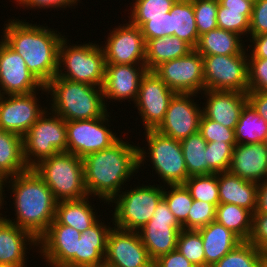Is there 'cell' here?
I'll return each mask as SVG.
<instances>
[{
  "instance_id": "ab89813d",
  "label": "cell",
  "mask_w": 267,
  "mask_h": 267,
  "mask_svg": "<svg viewBox=\"0 0 267 267\" xmlns=\"http://www.w3.org/2000/svg\"><path fill=\"white\" fill-rule=\"evenodd\" d=\"M176 0H135L129 16L132 25L141 27L149 18H158L170 12Z\"/></svg>"
},
{
  "instance_id": "ffe728a7",
  "label": "cell",
  "mask_w": 267,
  "mask_h": 267,
  "mask_svg": "<svg viewBox=\"0 0 267 267\" xmlns=\"http://www.w3.org/2000/svg\"><path fill=\"white\" fill-rule=\"evenodd\" d=\"M4 96L0 95V129L23 137L46 110L39 108L36 92Z\"/></svg>"
},
{
  "instance_id": "f1b7e54d",
  "label": "cell",
  "mask_w": 267,
  "mask_h": 267,
  "mask_svg": "<svg viewBox=\"0 0 267 267\" xmlns=\"http://www.w3.org/2000/svg\"><path fill=\"white\" fill-rule=\"evenodd\" d=\"M90 197L78 200H61L57 202L55 218L51 224H62L84 232L97 220L93 207L89 204ZM97 218V219H96Z\"/></svg>"
},
{
  "instance_id": "3957f363",
  "label": "cell",
  "mask_w": 267,
  "mask_h": 267,
  "mask_svg": "<svg viewBox=\"0 0 267 267\" xmlns=\"http://www.w3.org/2000/svg\"><path fill=\"white\" fill-rule=\"evenodd\" d=\"M7 179L10 180L17 217L14 221L6 219L38 240L54 221L58 201L33 168Z\"/></svg>"
},
{
  "instance_id": "f546056e",
  "label": "cell",
  "mask_w": 267,
  "mask_h": 267,
  "mask_svg": "<svg viewBox=\"0 0 267 267\" xmlns=\"http://www.w3.org/2000/svg\"><path fill=\"white\" fill-rule=\"evenodd\" d=\"M145 66L148 71H153L160 64L183 57L193 48L176 36H165L146 40Z\"/></svg>"
},
{
  "instance_id": "6f0895ef",
  "label": "cell",
  "mask_w": 267,
  "mask_h": 267,
  "mask_svg": "<svg viewBox=\"0 0 267 267\" xmlns=\"http://www.w3.org/2000/svg\"><path fill=\"white\" fill-rule=\"evenodd\" d=\"M259 267H267V255L263 257L262 261L260 262Z\"/></svg>"
},
{
  "instance_id": "44dd1931",
  "label": "cell",
  "mask_w": 267,
  "mask_h": 267,
  "mask_svg": "<svg viewBox=\"0 0 267 267\" xmlns=\"http://www.w3.org/2000/svg\"><path fill=\"white\" fill-rule=\"evenodd\" d=\"M146 72L145 64H106L102 85L104 98L116 101L131 99L135 103Z\"/></svg>"
},
{
  "instance_id": "52a82bcc",
  "label": "cell",
  "mask_w": 267,
  "mask_h": 267,
  "mask_svg": "<svg viewBox=\"0 0 267 267\" xmlns=\"http://www.w3.org/2000/svg\"><path fill=\"white\" fill-rule=\"evenodd\" d=\"M48 113L45 111L23 136V155L29 168L54 154L67 152L66 121Z\"/></svg>"
},
{
  "instance_id": "681fc988",
  "label": "cell",
  "mask_w": 267,
  "mask_h": 267,
  "mask_svg": "<svg viewBox=\"0 0 267 267\" xmlns=\"http://www.w3.org/2000/svg\"><path fill=\"white\" fill-rule=\"evenodd\" d=\"M267 33V0H256L253 3L250 19V36Z\"/></svg>"
},
{
  "instance_id": "db71d44e",
  "label": "cell",
  "mask_w": 267,
  "mask_h": 267,
  "mask_svg": "<svg viewBox=\"0 0 267 267\" xmlns=\"http://www.w3.org/2000/svg\"><path fill=\"white\" fill-rule=\"evenodd\" d=\"M251 39L250 42L254 44V47H252L251 56L248 55V57L267 59V33L251 36Z\"/></svg>"
},
{
  "instance_id": "cb8c5ba5",
  "label": "cell",
  "mask_w": 267,
  "mask_h": 267,
  "mask_svg": "<svg viewBox=\"0 0 267 267\" xmlns=\"http://www.w3.org/2000/svg\"><path fill=\"white\" fill-rule=\"evenodd\" d=\"M27 242L34 247L38 245L30 232L0 216V266L26 267Z\"/></svg>"
},
{
  "instance_id": "8fae6325",
  "label": "cell",
  "mask_w": 267,
  "mask_h": 267,
  "mask_svg": "<svg viewBox=\"0 0 267 267\" xmlns=\"http://www.w3.org/2000/svg\"><path fill=\"white\" fill-rule=\"evenodd\" d=\"M153 72L175 93L198 94L205 90L203 57L195 49L160 64Z\"/></svg>"
},
{
  "instance_id": "9c48e42d",
  "label": "cell",
  "mask_w": 267,
  "mask_h": 267,
  "mask_svg": "<svg viewBox=\"0 0 267 267\" xmlns=\"http://www.w3.org/2000/svg\"><path fill=\"white\" fill-rule=\"evenodd\" d=\"M202 55L205 90L248 92V55Z\"/></svg>"
},
{
  "instance_id": "4316f807",
  "label": "cell",
  "mask_w": 267,
  "mask_h": 267,
  "mask_svg": "<svg viewBox=\"0 0 267 267\" xmlns=\"http://www.w3.org/2000/svg\"><path fill=\"white\" fill-rule=\"evenodd\" d=\"M203 239L205 267L214 266L227 253L234 249L242 240L216 221L197 230Z\"/></svg>"
},
{
  "instance_id": "277c9868",
  "label": "cell",
  "mask_w": 267,
  "mask_h": 267,
  "mask_svg": "<svg viewBox=\"0 0 267 267\" xmlns=\"http://www.w3.org/2000/svg\"><path fill=\"white\" fill-rule=\"evenodd\" d=\"M74 82L57 75L46 85V93L52 96L51 112L64 121L96 119L105 115L102 87Z\"/></svg>"
},
{
  "instance_id": "5b68a950",
  "label": "cell",
  "mask_w": 267,
  "mask_h": 267,
  "mask_svg": "<svg viewBox=\"0 0 267 267\" xmlns=\"http://www.w3.org/2000/svg\"><path fill=\"white\" fill-rule=\"evenodd\" d=\"M33 169L57 201L78 200L89 196L85 186L83 161L77 155L59 152L40 161Z\"/></svg>"
},
{
  "instance_id": "bcb514c9",
  "label": "cell",
  "mask_w": 267,
  "mask_h": 267,
  "mask_svg": "<svg viewBox=\"0 0 267 267\" xmlns=\"http://www.w3.org/2000/svg\"><path fill=\"white\" fill-rule=\"evenodd\" d=\"M248 91L267 92V59L248 58Z\"/></svg>"
},
{
  "instance_id": "83f0119b",
  "label": "cell",
  "mask_w": 267,
  "mask_h": 267,
  "mask_svg": "<svg viewBox=\"0 0 267 267\" xmlns=\"http://www.w3.org/2000/svg\"><path fill=\"white\" fill-rule=\"evenodd\" d=\"M253 3L248 0H219L217 26L238 35L249 34Z\"/></svg>"
},
{
  "instance_id": "836d02e7",
  "label": "cell",
  "mask_w": 267,
  "mask_h": 267,
  "mask_svg": "<svg viewBox=\"0 0 267 267\" xmlns=\"http://www.w3.org/2000/svg\"><path fill=\"white\" fill-rule=\"evenodd\" d=\"M253 213L235 204L219 203L216 206L215 221L224 225L242 241H247L252 230Z\"/></svg>"
},
{
  "instance_id": "603a6c76",
  "label": "cell",
  "mask_w": 267,
  "mask_h": 267,
  "mask_svg": "<svg viewBox=\"0 0 267 267\" xmlns=\"http://www.w3.org/2000/svg\"><path fill=\"white\" fill-rule=\"evenodd\" d=\"M228 171L248 181H264L267 178V147L263 142L236 144Z\"/></svg>"
},
{
  "instance_id": "d4e9b609",
  "label": "cell",
  "mask_w": 267,
  "mask_h": 267,
  "mask_svg": "<svg viewBox=\"0 0 267 267\" xmlns=\"http://www.w3.org/2000/svg\"><path fill=\"white\" fill-rule=\"evenodd\" d=\"M102 223L97 220L77 239L76 267L104 266L107 237L112 227Z\"/></svg>"
},
{
  "instance_id": "60d3db41",
  "label": "cell",
  "mask_w": 267,
  "mask_h": 267,
  "mask_svg": "<svg viewBox=\"0 0 267 267\" xmlns=\"http://www.w3.org/2000/svg\"><path fill=\"white\" fill-rule=\"evenodd\" d=\"M176 249L196 267H205L203 239L197 230L182 229L177 238Z\"/></svg>"
},
{
  "instance_id": "30bf717a",
  "label": "cell",
  "mask_w": 267,
  "mask_h": 267,
  "mask_svg": "<svg viewBox=\"0 0 267 267\" xmlns=\"http://www.w3.org/2000/svg\"><path fill=\"white\" fill-rule=\"evenodd\" d=\"M149 159L153 169L168 185L184 184L190 177L187 172L181 142L160 134L156 130H146Z\"/></svg>"
},
{
  "instance_id": "ac0fdd59",
  "label": "cell",
  "mask_w": 267,
  "mask_h": 267,
  "mask_svg": "<svg viewBox=\"0 0 267 267\" xmlns=\"http://www.w3.org/2000/svg\"><path fill=\"white\" fill-rule=\"evenodd\" d=\"M113 29L102 46L105 64H145L146 42L140 27L129 22Z\"/></svg>"
},
{
  "instance_id": "f907efd6",
  "label": "cell",
  "mask_w": 267,
  "mask_h": 267,
  "mask_svg": "<svg viewBox=\"0 0 267 267\" xmlns=\"http://www.w3.org/2000/svg\"><path fill=\"white\" fill-rule=\"evenodd\" d=\"M154 267H196L187 260L177 249L160 256L154 261Z\"/></svg>"
},
{
  "instance_id": "484cf974",
  "label": "cell",
  "mask_w": 267,
  "mask_h": 267,
  "mask_svg": "<svg viewBox=\"0 0 267 267\" xmlns=\"http://www.w3.org/2000/svg\"><path fill=\"white\" fill-rule=\"evenodd\" d=\"M258 183L248 181L224 171L218 173L219 202L235 204L255 213L257 207Z\"/></svg>"
},
{
  "instance_id": "11a10c76",
  "label": "cell",
  "mask_w": 267,
  "mask_h": 267,
  "mask_svg": "<svg viewBox=\"0 0 267 267\" xmlns=\"http://www.w3.org/2000/svg\"><path fill=\"white\" fill-rule=\"evenodd\" d=\"M255 213L267 214V179L258 183L257 207Z\"/></svg>"
},
{
  "instance_id": "ba28073f",
  "label": "cell",
  "mask_w": 267,
  "mask_h": 267,
  "mask_svg": "<svg viewBox=\"0 0 267 267\" xmlns=\"http://www.w3.org/2000/svg\"><path fill=\"white\" fill-rule=\"evenodd\" d=\"M162 186H137L118 194L111 202L116 203L113 224L124 230L138 231L149 222L163 199ZM129 191V192H128ZM118 197V198H117Z\"/></svg>"
},
{
  "instance_id": "f6af8a7d",
  "label": "cell",
  "mask_w": 267,
  "mask_h": 267,
  "mask_svg": "<svg viewBox=\"0 0 267 267\" xmlns=\"http://www.w3.org/2000/svg\"><path fill=\"white\" fill-rule=\"evenodd\" d=\"M216 207L208 202L193 200L187 217V230H198L215 221Z\"/></svg>"
},
{
  "instance_id": "9f6ffc18",
  "label": "cell",
  "mask_w": 267,
  "mask_h": 267,
  "mask_svg": "<svg viewBox=\"0 0 267 267\" xmlns=\"http://www.w3.org/2000/svg\"><path fill=\"white\" fill-rule=\"evenodd\" d=\"M8 181L0 174V209L2 208L1 206L3 205L2 203H4V198H3V192L5 190H3V185L5 186L4 183H7Z\"/></svg>"
},
{
  "instance_id": "4dcf8cb0",
  "label": "cell",
  "mask_w": 267,
  "mask_h": 267,
  "mask_svg": "<svg viewBox=\"0 0 267 267\" xmlns=\"http://www.w3.org/2000/svg\"><path fill=\"white\" fill-rule=\"evenodd\" d=\"M28 169L23 155V137L0 129V174L7 179Z\"/></svg>"
},
{
  "instance_id": "74e56055",
  "label": "cell",
  "mask_w": 267,
  "mask_h": 267,
  "mask_svg": "<svg viewBox=\"0 0 267 267\" xmlns=\"http://www.w3.org/2000/svg\"><path fill=\"white\" fill-rule=\"evenodd\" d=\"M193 200L205 201L215 207L220 203L218 173L190 176L184 183Z\"/></svg>"
},
{
  "instance_id": "c3c4849f",
  "label": "cell",
  "mask_w": 267,
  "mask_h": 267,
  "mask_svg": "<svg viewBox=\"0 0 267 267\" xmlns=\"http://www.w3.org/2000/svg\"><path fill=\"white\" fill-rule=\"evenodd\" d=\"M247 241L267 255V214L253 213L252 230Z\"/></svg>"
},
{
  "instance_id": "5bb4252c",
  "label": "cell",
  "mask_w": 267,
  "mask_h": 267,
  "mask_svg": "<svg viewBox=\"0 0 267 267\" xmlns=\"http://www.w3.org/2000/svg\"><path fill=\"white\" fill-rule=\"evenodd\" d=\"M105 267H154L138 231L113 227L108 233Z\"/></svg>"
},
{
  "instance_id": "7a4b0ae2",
  "label": "cell",
  "mask_w": 267,
  "mask_h": 267,
  "mask_svg": "<svg viewBox=\"0 0 267 267\" xmlns=\"http://www.w3.org/2000/svg\"><path fill=\"white\" fill-rule=\"evenodd\" d=\"M8 21L2 39L23 57L28 70L45 86L57 75L59 46L65 36L47 26Z\"/></svg>"
},
{
  "instance_id": "d590c367",
  "label": "cell",
  "mask_w": 267,
  "mask_h": 267,
  "mask_svg": "<svg viewBox=\"0 0 267 267\" xmlns=\"http://www.w3.org/2000/svg\"><path fill=\"white\" fill-rule=\"evenodd\" d=\"M180 142L188 175H208L207 152H205L207 142L202 135L197 132Z\"/></svg>"
},
{
  "instance_id": "91938a15",
  "label": "cell",
  "mask_w": 267,
  "mask_h": 267,
  "mask_svg": "<svg viewBox=\"0 0 267 267\" xmlns=\"http://www.w3.org/2000/svg\"><path fill=\"white\" fill-rule=\"evenodd\" d=\"M0 267H20V266H0Z\"/></svg>"
},
{
  "instance_id": "e0dca14e",
  "label": "cell",
  "mask_w": 267,
  "mask_h": 267,
  "mask_svg": "<svg viewBox=\"0 0 267 267\" xmlns=\"http://www.w3.org/2000/svg\"><path fill=\"white\" fill-rule=\"evenodd\" d=\"M194 96L176 93L169 102L163 121L155 130L178 141L199 132L202 109L190 99Z\"/></svg>"
},
{
  "instance_id": "816d5d0a",
  "label": "cell",
  "mask_w": 267,
  "mask_h": 267,
  "mask_svg": "<svg viewBox=\"0 0 267 267\" xmlns=\"http://www.w3.org/2000/svg\"><path fill=\"white\" fill-rule=\"evenodd\" d=\"M20 4L19 6L28 7V8H67L72 6L73 4L76 5L77 1L79 0H15Z\"/></svg>"
},
{
  "instance_id": "7402d4cb",
  "label": "cell",
  "mask_w": 267,
  "mask_h": 267,
  "mask_svg": "<svg viewBox=\"0 0 267 267\" xmlns=\"http://www.w3.org/2000/svg\"><path fill=\"white\" fill-rule=\"evenodd\" d=\"M208 98L202 114L226 128L235 130L242 109L248 103L247 93L236 91L204 90Z\"/></svg>"
},
{
  "instance_id": "7c38bea8",
  "label": "cell",
  "mask_w": 267,
  "mask_h": 267,
  "mask_svg": "<svg viewBox=\"0 0 267 267\" xmlns=\"http://www.w3.org/2000/svg\"><path fill=\"white\" fill-rule=\"evenodd\" d=\"M108 113L96 119L66 121L67 152L84 158L90 153L107 149L116 143L120 138L104 126L109 122Z\"/></svg>"
},
{
  "instance_id": "ee69618b",
  "label": "cell",
  "mask_w": 267,
  "mask_h": 267,
  "mask_svg": "<svg viewBox=\"0 0 267 267\" xmlns=\"http://www.w3.org/2000/svg\"><path fill=\"white\" fill-rule=\"evenodd\" d=\"M199 133L209 142L236 143L235 130L206 118L203 114L199 122Z\"/></svg>"
},
{
  "instance_id": "9a60e30c",
  "label": "cell",
  "mask_w": 267,
  "mask_h": 267,
  "mask_svg": "<svg viewBox=\"0 0 267 267\" xmlns=\"http://www.w3.org/2000/svg\"><path fill=\"white\" fill-rule=\"evenodd\" d=\"M175 94L153 71L147 70L135 101L145 130H155L160 125Z\"/></svg>"
},
{
  "instance_id": "7dc6e473",
  "label": "cell",
  "mask_w": 267,
  "mask_h": 267,
  "mask_svg": "<svg viewBox=\"0 0 267 267\" xmlns=\"http://www.w3.org/2000/svg\"><path fill=\"white\" fill-rule=\"evenodd\" d=\"M144 40L171 36V15L167 12L162 17L149 18L141 27Z\"/></svg>"
},
{
  "instance_id": "f5cc1de1",
  "label": "cell",
  "mask_w": 267,
  "mask_h": 267,
  "mask_svg": "<svg viewBox=\"0 0 267 267\" xmlns=\"http://www.w3.org/2000/svg\"><path fill=\"white\" fill-rule=\"evenodd\" d=\"M248 103L267 122V92L248 91Z\"/></svg>"
},
{
  "instance_id": "2e32d148",
  "label": "cell",
  "mask_w": 267,
  "mask_h": 267,
  "mask_svg": "<svg viewBox=\"0 0 267 267\" xmlns=\"http://www.w3.org/2000/svg\"><path fill=\"white\" fill-rule=\"evenodd\" d=\"M1 40L0 95L30 94L39 88L45 92V86L28 70L23 57Z\"/></svg>"
},
{
  "instance_id": "7bdbcfd3",
  "label": "cell",
  "mask_w": 267,
  "mask_h": 267,
  "mask_svg": "<svg viewBox=\"0 0 267 267\" xmlns=\"http://www.w3.org/2000/svg\"><path fill=\"white\" fill-rule=\"evenodd\" d=\"M219 0H193L195 22L199 36L217 29Z\"/></svg>"
},
{
  "instance_id": "f35d334b",
  "label": "cell",
  "mask_w": 267,
  "mask_h": 267,
  "mask_svg": "<svg viewBox=\"0 0 267 267\" xmlns=\"http://www.w3.org/2000/svg\"><path fill=\"white\" fill-rule=\"evenodd\" d=\"M169 191L164 188L163 199L166 201L170 211L175 216L183 229L187 230V217L193 198L184 184L167 185Z\"/></svg>"
},
{
  "instance_id": "b9f144b4",
  "label": "cell",
  "mask_w": 267,
  "mask_h": 267,
  "mask_svg": "<svg viewBox=\"0 0 267 267\" xmlns=\"http://www.w3.org/2000/svg\"><path fill=\"white\" fill-rule=\"evenodd\" d=\"M236 143L209 142L206 145L208 174L228 171Z\"/></svg>"
},
{
  "instance_id": "1f68e13d",
  "label": "cell",
  "mask_w": 267,
  "mask_h": 267,
  "mask_svg": "<svg viewBox=\"0 0 267 267\" xmlns=\"http://www.w3.org/2000/svg\"><path fill=\"white\" fill-rule=\"evenodd\" d=\"M241 36L225 29H214L199 36L195 50L201 55H235L242 54Z\"/></svg>"
},
{
  "instance_id": "680465c9",
  "label": "cell",
  "mask_w": 267,
  "mask_h": 267,
  "mask_svg": "<svg viewBox=\"0 0 267 267\" xmlns=\"http://www.w3.org/2000/svg\"><path fill=\"white\" fill-rule=\"evenodd\" d=\"M263 143H264V145L267 147V133H266V137H265Z\"/></svg>"
},
{
  "instance_id": "e575fe53",
  "label": "cell",
  "mask_w": 267,
  "mask_h": 267,
  "mask_svg": "<svg viewBox=\"0 0 267 267\" xmlns=\"http://www.w3.org/2000/svg\"><path fill=\"white\" fill-rule=\"evenodd\" d=\"M267 122L247 103L235 127L236 144H254L264 141Z\"/></svg>"
},
{
  "instance_id": "d6986e66",
  "label": "cell",
  "mask_w": 267,
  "mask_h": 267,
  "mask_svg": "<svg viewBox=\"0 0 267 267\" xmlns=\"http://www.w3.org/2000/svg\"><path fill=\"white\" fill-rule=\"evenodd\" d=\"M81 232L62 224H50L37 247L51 267H76L77 239ZM45 257V258H44Z\"/></svg>"
},
{
  "instance_id": "4fadbf2b",
  "label": "cell",
  "mask_w": 267,
  "mask_h": 267,
  "mask_svg": "<svg viewBox=\"0 0 267 267\" xmlns=\"http://www.w3.org/2000/svg\"><path fill=\"white\" fill-rule=\"evenodd\" d=\"M182 229L166 201L162 199L151 220L138 233L151 259L155 261L176 249L177 238Z\"/></svg>"
},
{
  "instance_id": "8d00e7d4",
  "label": "cell",
  "mask_w": 267,
  "mask_h": 267,
  "mask_svg": "<svg viewBox=\"0 0 267 267\" xmlns=\"http://www.w3.org/2000/svg\"><path fill=\"white\" fill-rule=\"evenodd\" d=\"M265 254L248 241H242L212 267H259Z\"/></svg>"
},
{
  "instance_id": "d6a6232c",
  "label": "cell",
  "mask_w": 267,
  "mask_h": 267,
  "mask_svg": "<svg viewBox=\"0 0 267 267\" xmlns=\"http://www.w3.org/2000/svg\"><path fill=\"white\" fill-rule=\"evenodd\" d=\"M171 36H176L196 48L199 34L195 22L193 0H176L171 11Z\"/></svg>"
},
{
  "instance_id": "8992f818",
  "label": "cell",
  "mask_w": 267,
  "mask_h": 267,
  "mask_svg": "<svg viewBox=\"0 0 267 267\" xmlns=\"http://www.w3.org/2000/svg\"><path fill=\"white\" fill-rule=\"evenodd\" d=\"M62 65L67 71L61 70ZM58 66V77L98 87L103 85L106 64L103 49L98 44L89 42L70 47L63 38L59 46Z\"/></svg>"
},
{
  "instance_id": "6da1fadb",
  "label": "cell",
  "mask_w": 267,
  "mask_h": 267,
  "mask_svg": "<svg viewBox=\"0 0 267 267\" xmlns=\"http://www.w3.org/2000/svg\"><path fill=\"white\" fill-rule=\"evenodd\" d=\"M145 157L144 149L120 139L107 149L86 155L82 161L88 195L110 203Z\"/></svg>"
}]
</instances>
